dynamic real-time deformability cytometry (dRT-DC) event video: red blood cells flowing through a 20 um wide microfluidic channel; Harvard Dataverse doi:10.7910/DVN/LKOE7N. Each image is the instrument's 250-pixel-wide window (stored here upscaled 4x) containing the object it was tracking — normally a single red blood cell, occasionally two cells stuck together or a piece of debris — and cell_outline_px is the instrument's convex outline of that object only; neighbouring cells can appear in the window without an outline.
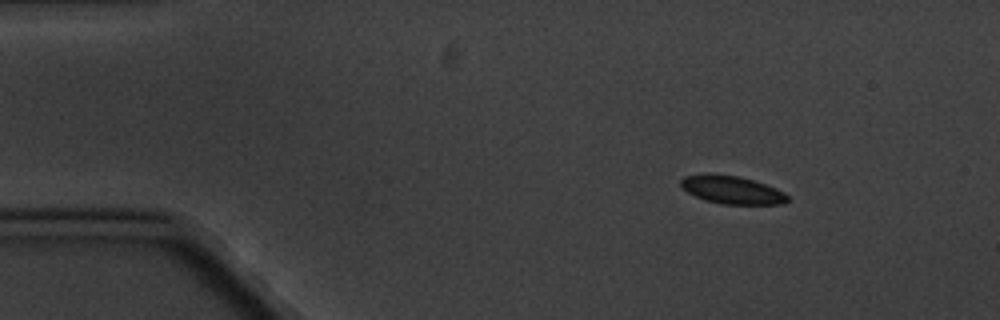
{"species": "common noctule bat (a hibernating species)", "species_latin": "Nyctalus noctula", "temperature_condition": "cold", "stored_images_in_passage": 9, "camera_frame_rate_fps": 3000, "um_per_image_px": 0.085, "animal": {"sex": "male", "body_mass_g": 20.1, "forearm_length_mm": 53.5}, "frame": {"image": 1, "passage_image": 1, "time_ms": 0.0, "image_size_px": [1000, 320], "cell_outline_px": [[792, 200], [784, 204], [720, 204], [704, 200], [688, 192], [680, 184], [680, 180], [684, 176], [708, 172], [736, 176], [752, 180], [776, 188], [784, 192]], "centroid_in_image_um": [62.22, 16.14], "position_along_channel_um": 22.8, "area_um2": 17.57}}
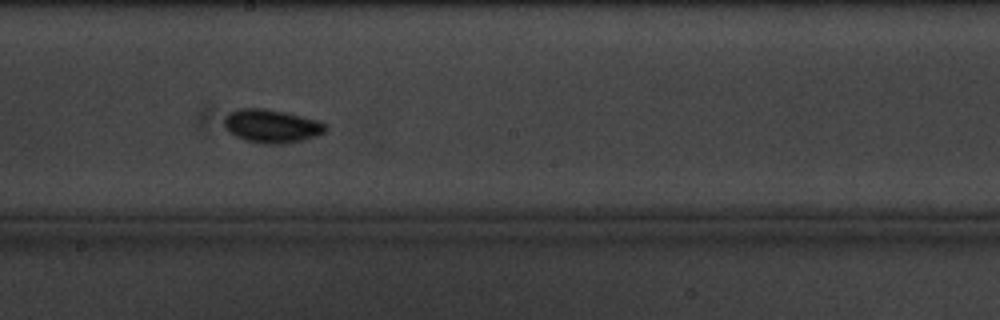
{"frame": {"image": 2, "passage_image": 8, "time_ms": 8.333, "image_size_px": [1000, 320], "cell_outline_px": [[328, 132], [320, 136], [304, 140], [280, 144], [264, 144], [244, 140], [228, 132], [224, 128], [224, 116], [228, 112], [240, 108], [264, 108], [284, 112], [320, 120], [328, 124]], "centroid_in_image_um": [23.13, 10.72], "position_along_channel_um": 225.1, "area_um2": 20.29}}
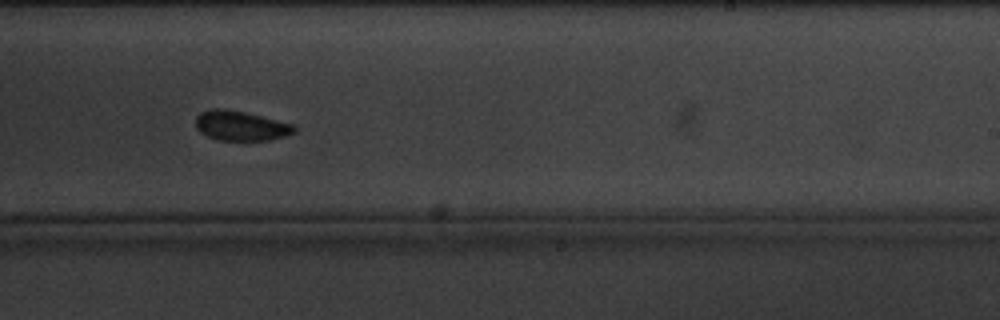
{"frame": {"image": 3, "passage_image": 9, "time_ms": 9.667, "image_size_px": [1000, 320], "cell_outline_px": [[296, 132], [284, 136], [268, 140], [220, 140], [208, 136], [200, 132], [196, 128], [196, 116], [200, 112], [212, 108], [220, 108], [244, 112], [292, 124], [296, 128]], "centroid_in_image_um": [20.43, 10.69], "position_along_channel_um": 268.6, "area_um2": 16.88}}